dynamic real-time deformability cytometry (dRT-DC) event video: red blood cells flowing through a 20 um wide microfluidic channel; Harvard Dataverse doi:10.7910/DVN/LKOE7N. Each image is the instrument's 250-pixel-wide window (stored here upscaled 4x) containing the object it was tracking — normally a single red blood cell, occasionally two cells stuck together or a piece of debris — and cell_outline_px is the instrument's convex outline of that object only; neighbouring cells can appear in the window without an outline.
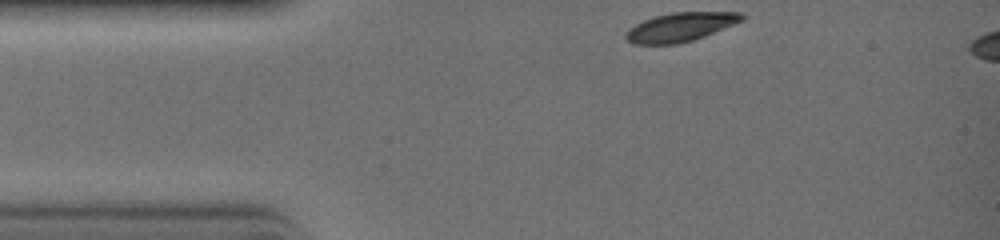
{"species": "common noctule bat (a hibernating species)", "species_latin": "Nyctalus noctula", "temperature_condition": "warm", "stored_images_in_passage": 23, "camera_frame_rate_fps": 3000, "um_per_image_px": 0.085, "animal": {"sex": "female", "body_mass_g": 19.0, "forearm_length_mm": 51.5}, "frame": {"image": 1, "passage_image": 1, "time_ms": 0.0, "image_size_px": [1000, 240], "cell_outline_px": [[744, 20], [704, 36], [692, 40], [676, 44], [632, 44], [624, 36], [628, 28], [644, 20], [656, 16], [672, 12], [744, 12]], "centroid_in_image_um": [57.83, 2.29], "position_along_channel_um": 27.2, "area_um2": 19.42}}
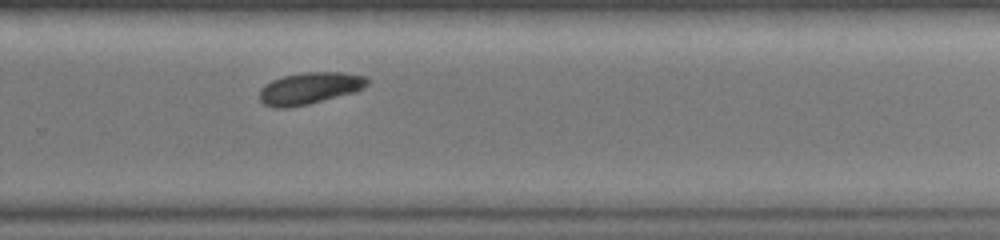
{"frame": {"image": 2, "passage_image": 17, "time_ms": 5.333, "image_size_px": [1000, 240], "cell_outline_px": [[372, 80], [364, 88], [356, 92], [308, 104], [288, 108], [272, 108], [264, 104], [260, 100], [260, 88], [272, 80], [284, 76], [304, 72], [340, 72], [368, 76]], "centroid_in_image_um": [26.37, 7.5], "position_along_channel_um": 303.4, "area_um2": 20.23}}
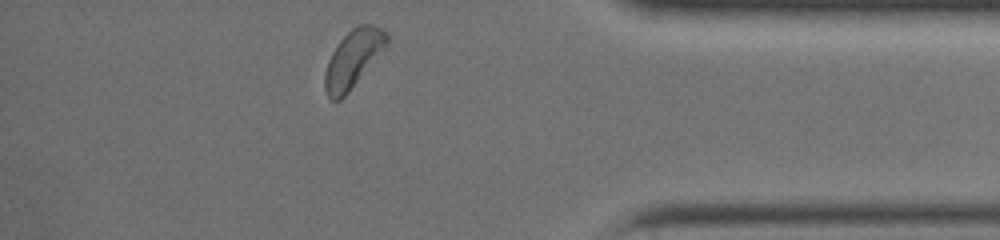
{"frame": {"image": 3, "passage_image": 23, "time_ms": 7.333, "image_size_px": [1000, 240], "cell_outline_px": [[388, 44], [348, 92], [340, 100], [332, 100], [328, 96], [324, 88], [324, 72], [328, 60], [332, 52], [340, 40], [352, 28], [360, 24], [372, 24], [388, 32]], "centroid_in_image_um": [30.0, 4.98], "position_along_channel_um": 405.2, "area_um2": 20.52}}